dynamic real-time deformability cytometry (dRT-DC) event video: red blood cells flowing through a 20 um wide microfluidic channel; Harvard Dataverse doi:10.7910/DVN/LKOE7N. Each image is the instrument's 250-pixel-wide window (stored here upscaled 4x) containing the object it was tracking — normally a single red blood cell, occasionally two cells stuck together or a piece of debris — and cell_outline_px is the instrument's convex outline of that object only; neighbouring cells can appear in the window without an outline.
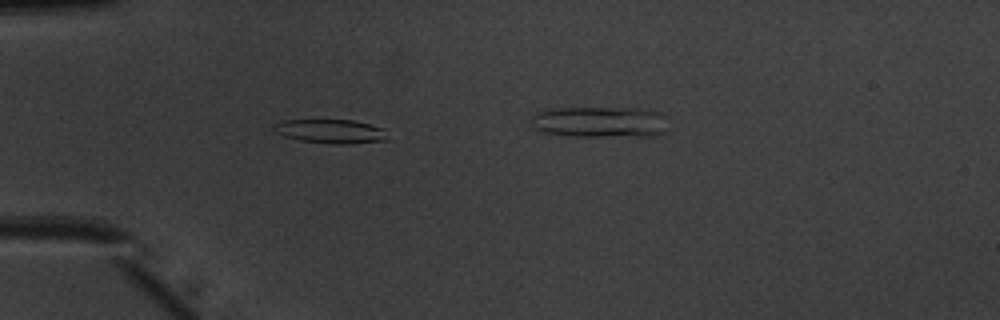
{"species": "common noctule bat (a hibernating species)", "species_latin": "Nyctalus noctula", "temperature_condition": "warm", "stored_images_in_passage": 43, "camera_frame_rate_fps": 3000, "um_per_image_px": 0.085, "animal": {"sex": "male", "body_mass_g": 20.1, "forearm_length_mm": 53.5}, "frame": {"image": 1, "passage_image": 16, "time_ms": 5.0, "image_size_px": [1000, 320], "cell_outline_px": [[388, 140], [348, 144], [332, 144], [300, 140], [284, 136], [276, 132], [272, 128], [272, 124], [284, 120], [352, 120], [384, 128]], "centroid_in_image_um": [28.09, 11.16], "position_along_channel_um": 56.9, "area_um2": 15.9}}
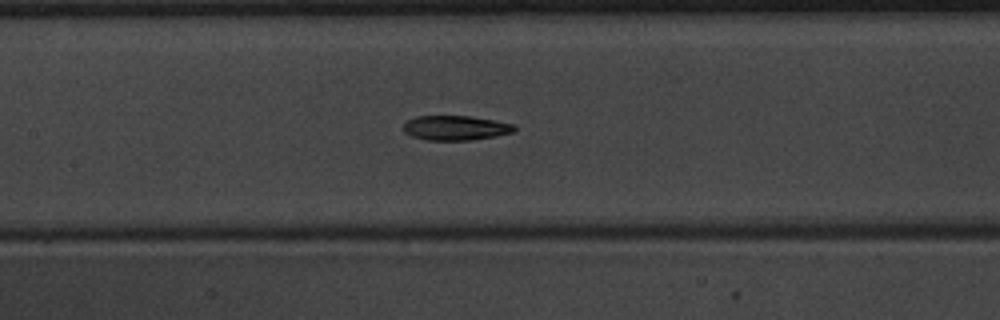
{"frame": {"image": 2, "passage_image": 25, "time_ms": 8.0, "image_size_px": [1000, 320], "cell_outline_px": [[516, 128], [512, 132], [496, 136], [468, 140], [428, 140], [412, 136], [404, 132], [404, 124], [408, 120], [416, 116], [472, 116], [516, 124]], "centroid_in_image_um": [38.74, 10.86], "position_along_channel_um": 168.7, "area_um2": 15.9}}
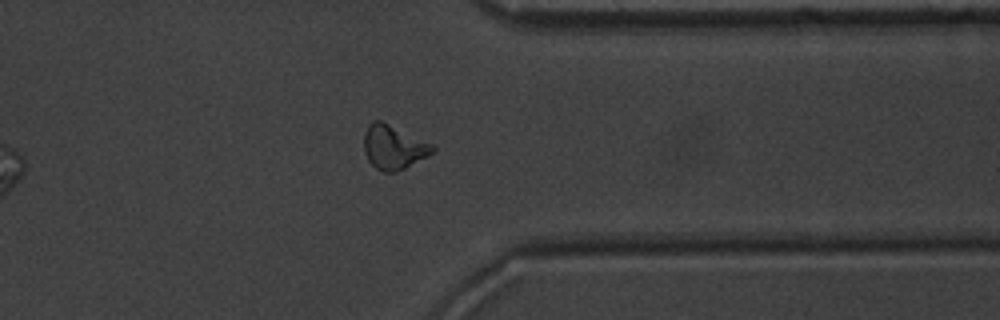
{"frame": {"image": 3, "passage_image": 41, "time_ms": 13.333, "image_size_px": [1000, 320], "cell_outline_px": [[436, 148], [428, 156], [396, 172], [384, 172], [376, 168], [368, 160], [364, 152], [364, 132], [368, 124], [372, 120], [380, 120], [432, 144]], "centroid_in_image_um": [33.42, 12.51], "position_along_channel_um": 378.0, "area_um2": 17.46}}